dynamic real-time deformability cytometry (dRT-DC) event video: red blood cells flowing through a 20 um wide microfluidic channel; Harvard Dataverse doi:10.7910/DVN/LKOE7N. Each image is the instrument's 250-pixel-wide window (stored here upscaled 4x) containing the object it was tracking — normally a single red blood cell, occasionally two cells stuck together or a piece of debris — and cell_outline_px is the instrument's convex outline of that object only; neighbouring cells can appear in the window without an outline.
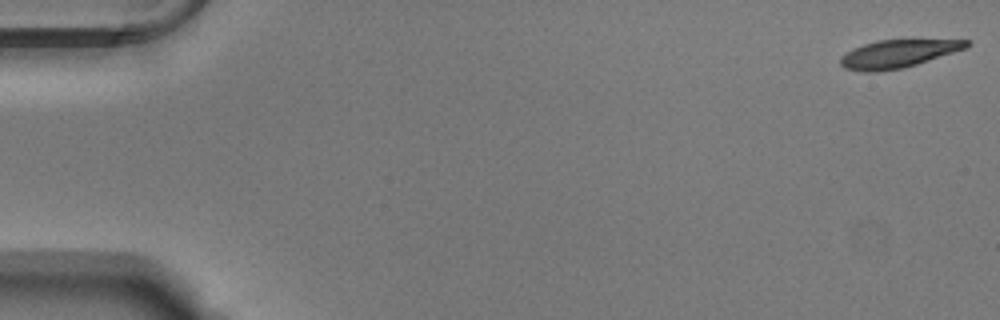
{"species": "Egyptian fruit bat (a non-hibernating species)", "species_latin": "Rousettus aegyptiacus", "temperature_condition": "warm", "stored_images_in_passage": 54, "camera_frame_rate_fps": 3000, "um_per_image_px": 0.085, "animal": {"sex": "male"}, "frame": {"image": 1, "passage_image": 1, "time_ms": 0.0, "image_size_px": [1000, 320], "cell_outline_px": [[972, 44], [968, 48], [904, 68], [876, 72], [864, 72], [844, 68], [840, 64], [840, 56], [852, 48], [876, 40], [972, 40]], "centroid_in_image_um": [76.33, 4.57], "position_along_channel_um": 8.7, "area_um2": 20.69}}
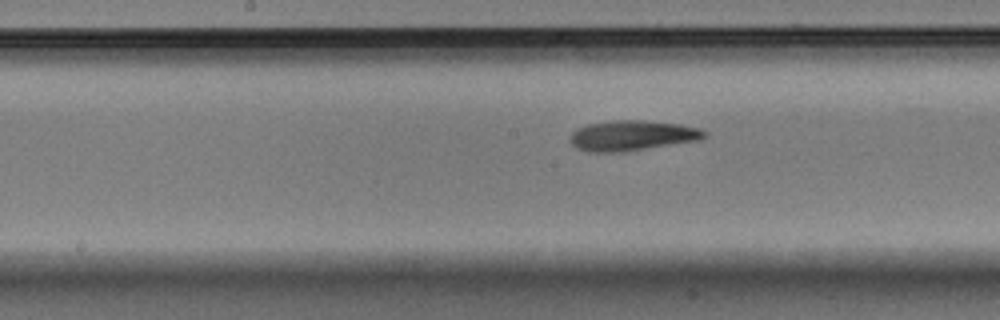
{"frame": {"image": 2, "passage_image": 28, "time_ms": 9.0, "image_size_px": [1000, 320], "cell_outline_px": [[708, 132], [700, 140], [624, 152], [588, 152], [576, 148], [568, 140], [572, 132], [576, 128], [588, 124], [616, 120], [644, 120], [680, 124], [700, 128]], "centroid_in_image_um": [53.71, 11.52], "position_along_channel_um": 194.5, "area_um2": 23.87}}
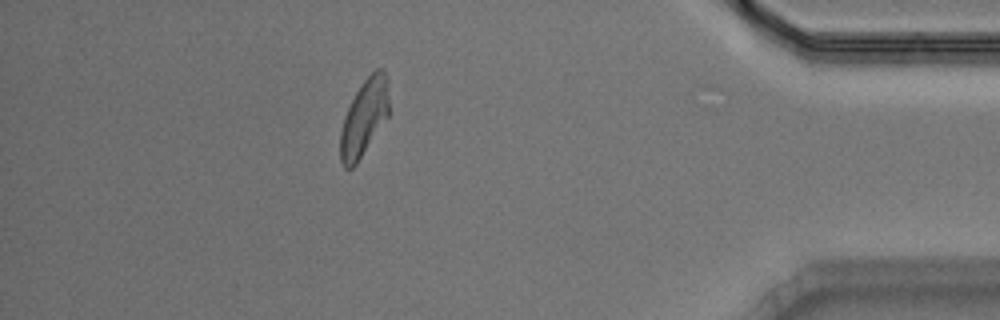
{"frame": {"image": 3, "passage_image": 48, "time_ms": 15.667, "image_size_px": [1000, 320], "cell_outline_px": [[388, 116], [356, 164], [352, 168], [344, 168], [340, 160], [340, 132], [344, 116], [356, 92], [364, 80], [376, 68], [384, 68], [388, 76]], "centroid_in_image_um": [30.95, 9.97], "position_along_channel_um": 404.2, "area_um2": 21.62}, "authors_computed_cell_mechanics": {"area_um2": 22.4264, "velocity_mm_per_s": 3.7593, "shape_relaxation_time_tau1_ms": 3.9927, "shape_relaxation_time_tau2_ms": 3.6595, "deformation_change_tau1": 0.1752, "deformation_change_tau2": 0.1273}}